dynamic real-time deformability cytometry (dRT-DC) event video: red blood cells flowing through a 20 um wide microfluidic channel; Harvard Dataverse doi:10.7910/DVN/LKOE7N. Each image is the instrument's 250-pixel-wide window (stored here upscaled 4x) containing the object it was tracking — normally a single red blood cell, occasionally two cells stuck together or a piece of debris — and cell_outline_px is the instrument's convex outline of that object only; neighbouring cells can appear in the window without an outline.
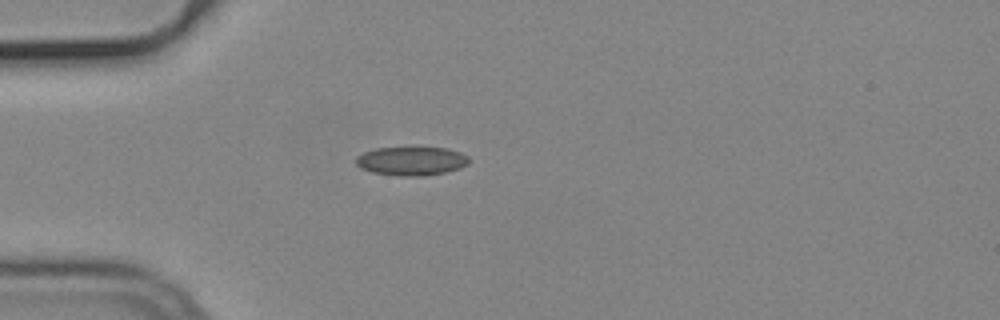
{"species": "common noctule bat (a hibernating species)", "species_latin": "Nyctalus noctula", "temperature_condition": "cold", "stored_images_in_passage": 6, "camera_frame_rate_fps": 3000, "um_per_image_px": 0.085, "animal": {"sex": "male", "body_mass_g": 19.2, "forearm_length_mm": 51.8}, "frame": {"image": 1, "passage_image": 5, "time_ms": 1.333, "image_size_px": [1000, 320], "cell_outline_px": [[468, 164], [460, 168], [444, 172], [420, 176], [396, 176], [372, 172], [360, 168], [356, 164], [356, 156], [364, 152], [376, 148], [448, 148], [460, 152], [468, 156]], "centroid_in_image_um": [34.95, 13.69], "position_along_channel_um": 50.1, "area_um2": 18.84}}